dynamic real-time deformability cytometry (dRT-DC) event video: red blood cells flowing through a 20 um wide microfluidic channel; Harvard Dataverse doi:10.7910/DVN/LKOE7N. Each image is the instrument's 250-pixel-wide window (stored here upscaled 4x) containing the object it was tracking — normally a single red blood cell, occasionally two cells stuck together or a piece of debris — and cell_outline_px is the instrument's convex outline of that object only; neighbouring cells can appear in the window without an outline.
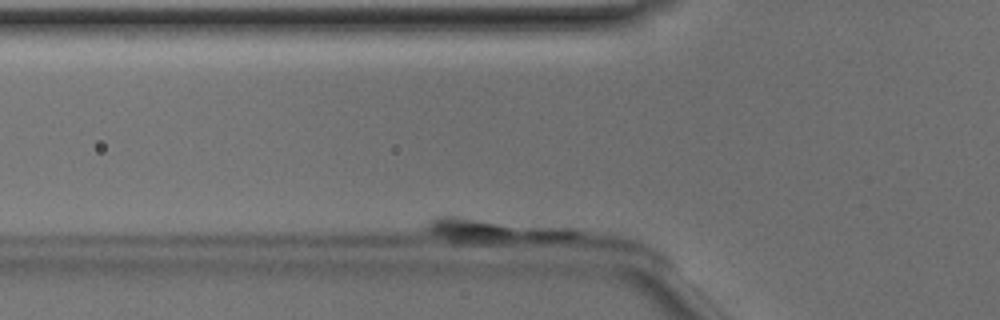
{"species": "Egyptian fruit bat (a non-hibernating species)", "species_latin": "Rousettus aegyptiacus", "temperature_condition": "room temperature", "stored_images_in_passage": 6, "camera_frame_rate_fps": 3000, "um_per_image_px": 0.085, "animal": {"sex": "male"}, "frame": {"image": 1, "passage_image": 6, "time_ms": 1.667, "image_size_px": [1000, 320], "cell_outline_px": [[580, 232], [576, 236], [552, 240], [452, 240], [428, 232], [424, 228], [428, 220], [436, 216], [456, 216], [572, 228]], "centroid_in_image_um": [41.97, 19.53], "position_along_channel_um": 83.8, "area_um2": 19.36}}